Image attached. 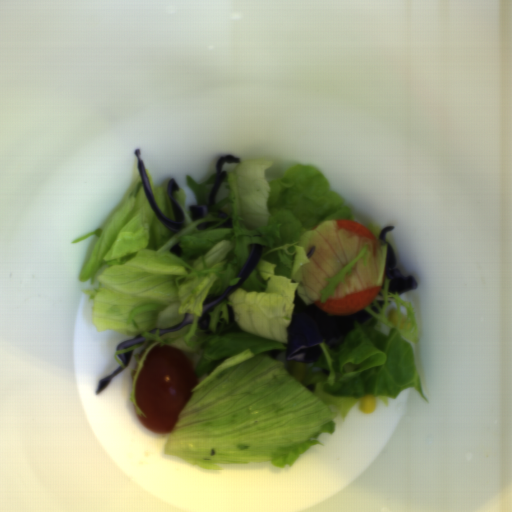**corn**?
Instances as JSON below:
<instances>
[{"mask_svg": "<svg viewBox=\"0 0 512 512\" xmlns=\"http://www.w3.org/2000/svg\"><path fill=\"white\" fill-rule=\"evenodd\" d=\"M306 367L304 362L291 361L289 364V373L297 380L303 379Z\"/></svg>", "mask_w": 512, "mask_h": 512, "instance_id": "corn-2", "label": "corn"}, {"mask_svg": "<svg viewBox=\"0 0 512 512\" xmlns=\"http://www.w3.org/2000/svg\"><path fill=\"white\" fill-rule=\"evenodd\" d=\"M376 400L372 394H366L359 400V408L365 414L373 413L375 410Z\"/></svg>", "mask_w": 512, "mask_h": 512, "instance_id": "corn-1", "label": "corn"}, {"mask_svg": "<svg viewBox=\"0 0 512 512\" xmlns=\"http://www.w3.org/2000/svg\"><path fill=\"white\" fill-rule=\"evenodd\" d=\"M398 315H399L398 309L393 306L392 309L388 313V319L392 325L396 326L397 321H398Z\"/></svg>", "mask_w": 512, "mask_h": 512, "instance_id": "corn-3", "label": "corn"}]
</instances>
